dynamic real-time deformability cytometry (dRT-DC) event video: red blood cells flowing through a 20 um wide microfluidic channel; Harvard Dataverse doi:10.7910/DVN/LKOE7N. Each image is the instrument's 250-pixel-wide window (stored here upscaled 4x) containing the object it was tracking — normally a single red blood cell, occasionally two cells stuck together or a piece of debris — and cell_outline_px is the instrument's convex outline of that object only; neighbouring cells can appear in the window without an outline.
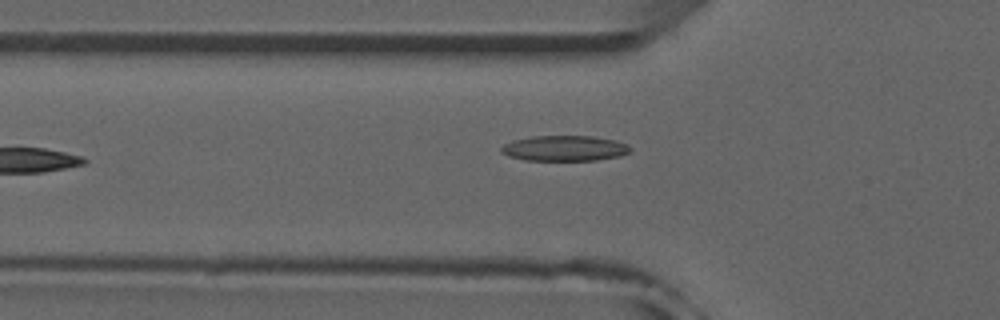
{"species": "common noctule bat (a hibernating species)", "species_latin": "Nyctalus noctula", "temperature_condition": "room temperature", "stored_images_in_passage": 17, "camera_frame_rate_fps": 3000, "um_per_image_px": 0.085, "animal": {"sex": "male", "forearm_length_mm": 52.5}, "frame": {"image": 1, "passage_image": 3, "time_ms": 0.667, "image_size_px": [1000, 320], "cell_outline_px": [[632, 148], [628, 152], [620, 156], [596, 160], [524, 160], [508, 156], [500, 152], [500, 148], [504, 144], [512, 140], [532, 136], [592, 136], [616, 140], [628, 144]], "centroid_in_image_um": [47.97, 12.6], "position_along_channel_um": 77.8, "area_um2": 19.25}}
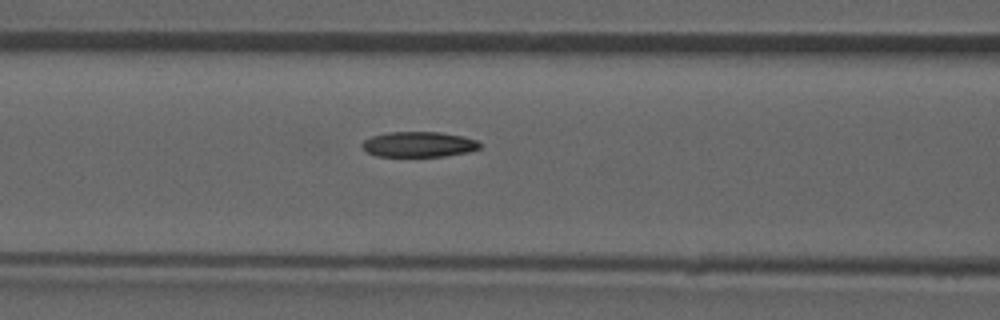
{"frame": {"image": 2, "passage_image": 7, "time_ms": 2.0, "image_size_px": [1000, 320], "cell_outline_px": [[480, 148], [468, 152], [444, 156], [376, 156], [368, 152], [360, 144], [364, 140], [372, 136], [388, 132], [440, 132], [464, 136], [476, 140], [480, 144]], "centroid_in_image_um": [35.6, 12.26], "position_along_channel_um": 131.0, "area_um2": 17.34}}